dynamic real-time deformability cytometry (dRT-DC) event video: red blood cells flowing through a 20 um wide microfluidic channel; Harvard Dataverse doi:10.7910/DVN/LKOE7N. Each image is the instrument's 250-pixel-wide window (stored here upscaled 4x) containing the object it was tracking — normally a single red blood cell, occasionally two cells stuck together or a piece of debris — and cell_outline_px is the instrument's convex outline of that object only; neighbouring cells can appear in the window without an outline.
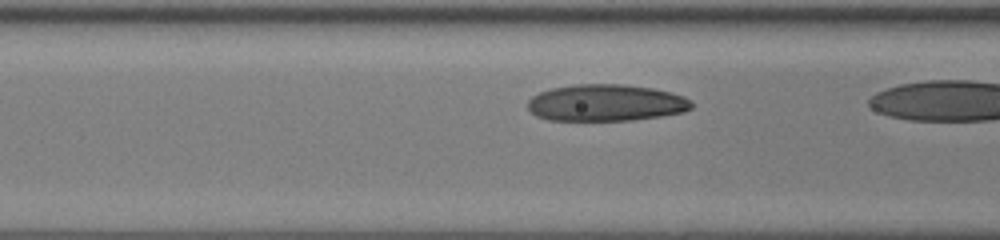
{"species": "human", "species_latin": "Homo sapiens", "temperature_condition": "room temperature", "stored_images_in_passage": 26, "camera_frame_rate_fps": 3000, "um_per_image_px": 0.085, "donor": {"sex": "female"}, "frame": {"image": 1, "passage_image": 7, "time_ms": 2.0, "image_size_px": [1000, 240], "cell_outline_px": [[692, 108], [684, 112], [660, 116], [632, 120], [548, 120], [536, 116], [528, 108], [528, 100], [532, 96], [540, 92], [552, 88], [576, 84], [624, 84], [652, 88], [672, 92], [684, 96], [692, 104]], "centroid_in_image_um": [51.5, 8.73], "position_along_channel_um": 115.1, "area_um2": 35.08}}
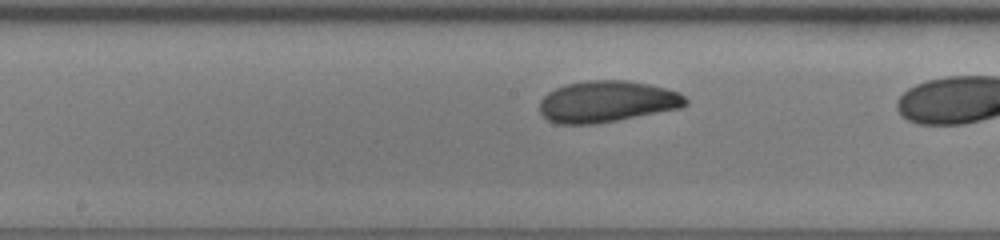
{"frame": {"image": 2, "passage_image": 13, "time_ms": 4.0, "image_size_px": [1000, 240], "cell_outline_px": [[688, 104], [680, 108], [596, 124], [556, 124], [548, 120], [540, 112], [540, 100], [548, 92], [556, 88], [568, 84], [588, 80], [624, 80], [648, 84], [680, 92], [688, 100]], "centroid_in_image_um": [51.59, 8.64], "position_along_channel_um": 196.6, "area_um2": 35.14}}
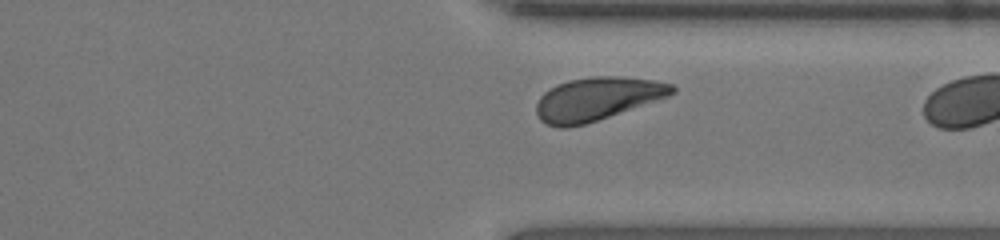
{"frame": {"image": 3, "passage_image": 25, "time_ms": 8.0, "image_size_px": [1000, 240], "cell_outline_px": [[676, 92], [668, 96], [584, 124], [568, 128], [560, 128], [548, 124], [540, 120], [536, 112], [536, 104], [540, 96], [544, 92], [556, 84], [568, 80], [592, 76], [620, 76], [656, 80], [672, 84], [676, 88]], "centroid_in_image_um": [50.73, 8.38], "position_along_channel_um": 360.7, "area_um2": 33.99}}